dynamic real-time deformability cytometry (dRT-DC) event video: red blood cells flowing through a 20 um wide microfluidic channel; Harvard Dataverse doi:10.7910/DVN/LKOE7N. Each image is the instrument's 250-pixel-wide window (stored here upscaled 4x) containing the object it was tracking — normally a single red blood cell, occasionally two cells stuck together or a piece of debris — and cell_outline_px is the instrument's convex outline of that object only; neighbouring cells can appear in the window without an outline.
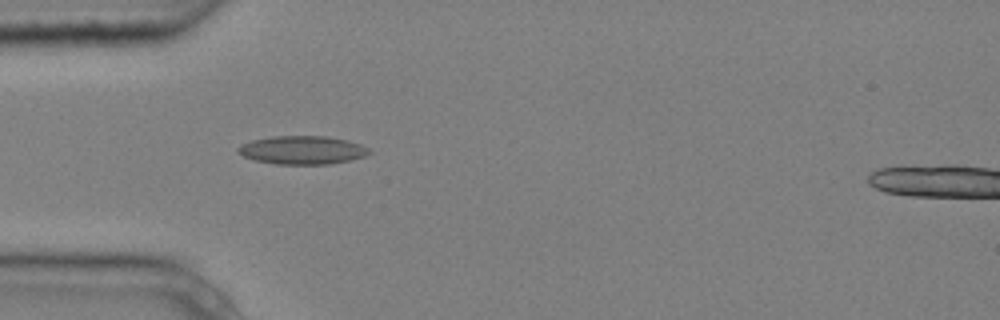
{"species": "common noctule bat (a hibernating species)", "species_latin": "Nyctalus noctula", "temperature_condition": "cold", "stored_images_in_passage": 3, "camera_frame_rate_fps": 3000, "um_per_image_px": 0.085, "animal": {"sex": "male", "body_mass_g": 20.4}, "frame": {"image": 1, "passage_image": 3, "time_ms": 0.667, "image_size_px": [1000, 320], "cell_outline_px": [[372, 152], [364, 156], [348, 160], [328, 164], [276, 164], [256, 160], [244, 156], [236, 152], [236, 148], [240, 144], [252, 140], [272, 136], [328, 136], [348, 140], [360, 144], [368, 148]], "centroid_in_image_um": [25.67, 12.74], "position_along_channel_um": 59.3, "area_um2": 21.68}}